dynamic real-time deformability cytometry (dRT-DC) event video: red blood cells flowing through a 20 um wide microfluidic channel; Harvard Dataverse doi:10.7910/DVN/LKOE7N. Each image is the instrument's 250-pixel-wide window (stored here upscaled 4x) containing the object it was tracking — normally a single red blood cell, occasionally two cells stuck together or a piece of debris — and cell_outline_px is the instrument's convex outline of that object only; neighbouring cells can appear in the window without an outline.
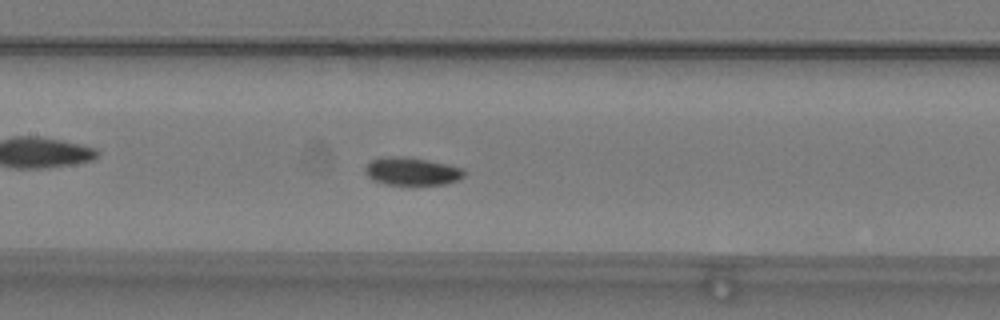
{"species": "common noctule bat (a hibernating species)", "species_latin": "Nyctalus noctula", "temperature_condition": "warm", "stored_images_in_passage": 54, "camera_frame_rate_fps": 3000, "um_per_image_px": 0.085, "animal": {"sex": "male", "body_mass_g": 19.2, "forearm_length_mm": 51.8}, "frame": {"image": 1, "passage_image": 26, "time_ms": 8.333, "image_size_px": [1000, 320], "cell_outline_px": [[464, 176], [460, 180], [444, 184], [384, 184], [372, 180], [364, 172], [364, 168], [372, 160], [380, 156], [396, 156], [428, 160], [464, 168]], "centroid_in_image_um": [34.99, 14.56], "position_along_channel_um": 172.4, "area_um2": 16.07}}
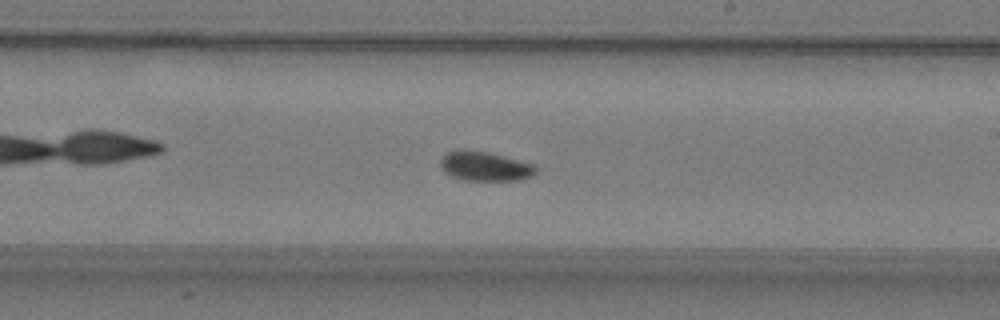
{"frame": {"image": 2, "passage_image": 32, "time_ms": 10.333, "image_size_px": [1000, 320], "cell_outline_px": [[536, 172], [532, 176], [520, 180], [464, 180], [452, 176], [444, 172], [440, 164], [440, 156], [448, 152], [460, 148], [488, 152], [532, 164], [536, 168]], "centroid_in_image_um": [41.16, 14.12], "position_along_channel_um": 247.8, "area_um2": 16.36}}
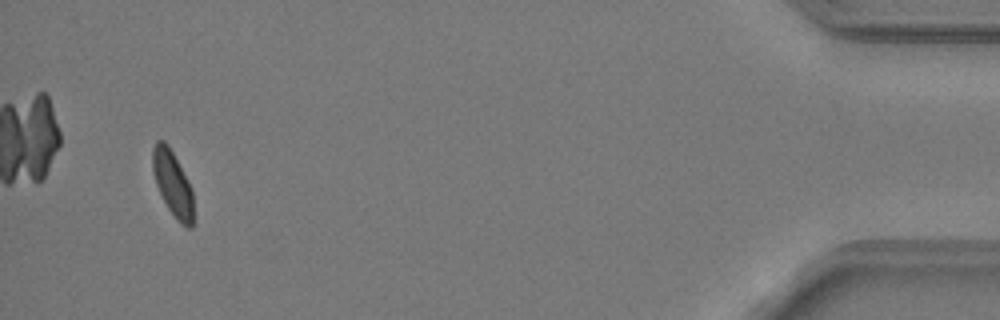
{"frame": {"image": 3, "passage_image": 52, "time_ms": 17.0, "image_size_px": [1000, 320], "cell_outline_px": [[192, 228], [188, 228], [180, 224], [176, 220], [168, 208], [156, 184], [152, 172], [152, 148], [156, 140], [164, 140], [168, 144], [192, 188]], "centroid_in_image_um": [14.65, 15.58], "position_along_channel_um": 420.6, "area_um2": 15.43}, "authors_computed_cell_mechanics": {"area_um2": 15.6638, "velocity_mm_per_s": 3.7839, "shape_relaxation_time_tau1_ms": 3.9706, "shape_relaxation_time_tau2_ms": null, "deformation_change_tau1": 0.0979, "deformation_change_tau2": null}}